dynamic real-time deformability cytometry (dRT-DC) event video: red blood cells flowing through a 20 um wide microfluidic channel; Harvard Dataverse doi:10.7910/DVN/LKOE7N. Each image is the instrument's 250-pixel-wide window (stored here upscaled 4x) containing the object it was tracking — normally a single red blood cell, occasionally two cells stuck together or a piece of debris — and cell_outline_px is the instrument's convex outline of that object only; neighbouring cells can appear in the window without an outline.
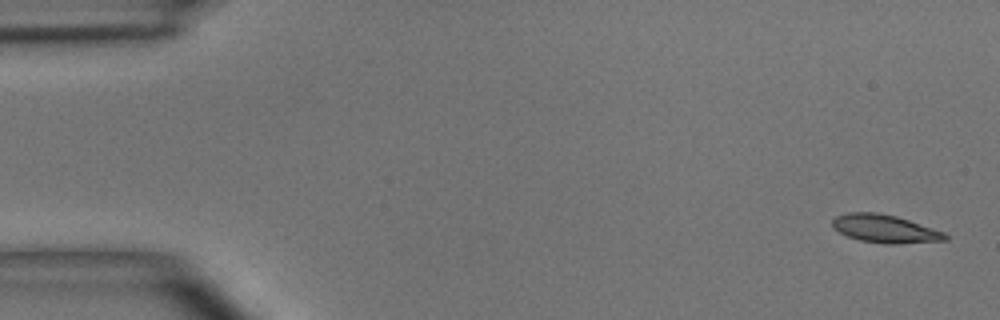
{"species": "common noctule bat (a hibernating species)", "species_latin": "Nyctalus noctula", "temperature_condition": "room temperature", "stored_images_in_passage": 4, "camera_frame_rate_fps": 3000, "um_per_image_px": 0.085, "animal": {"sex": "male", "body_mass_g": 15.6}, "frame": {"image": 1, "passage_image": 1, "time_ms": 0.0, "image_size_px": [1000, 320], "cell_outline_px": [[948, 240], [900, 244], [884, 244], [860, 240], [848, 236], [840, 232], [832, 224], [832, 220], [836, 216], [848, 212], [876, 212], [896, 216], [944, 232], [948, 236]], "centroid_in_image_um": [75.23, 19.45], "position_along_channel_um": 9.8, "area_um2": 18.32}}
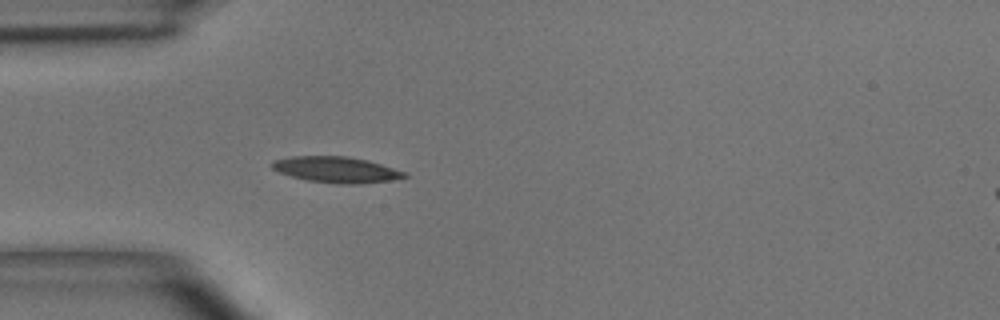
{"frame": {"image": 2, "passage_image": 4, "time_ms": 4.333, "image_size_px": [1000, 320], "cell_outline_px": [[408, 176], [392, 180], [360, 184], [336, 184], [308, 180], [292, 176], [280, 172], [272, 168], [272, 164], [276, 160], [292, 156], [344, 156], [368, 160], [408, 172]], "centroid_in_image_um": [28.66, 14.42], "position_along_channel_um": 56.3, "area_um2": 19.94}}